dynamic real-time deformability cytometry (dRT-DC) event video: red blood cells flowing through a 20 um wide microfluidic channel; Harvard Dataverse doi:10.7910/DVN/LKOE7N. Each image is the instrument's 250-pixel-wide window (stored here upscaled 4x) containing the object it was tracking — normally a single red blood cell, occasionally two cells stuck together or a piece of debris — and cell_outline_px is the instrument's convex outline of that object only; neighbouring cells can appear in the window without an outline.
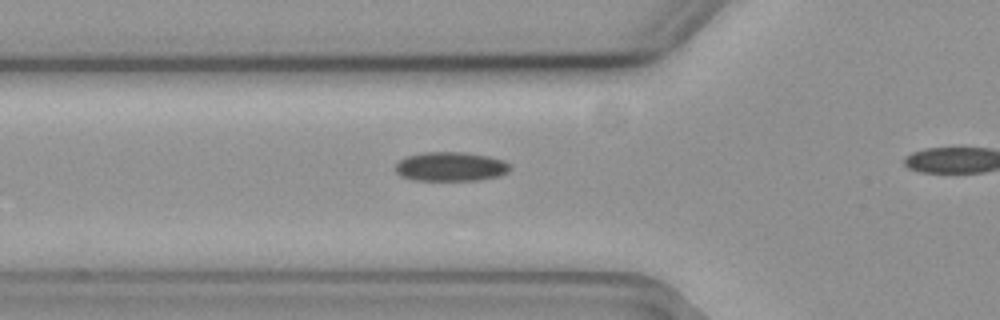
{"species": "common noctule bat (a hibernating species)", "species_latin": "Nyctalus noctula", "temperature_condition": "cold", "stored_images_in_passage": 20, "camera_frame_rate_fps": 3000, "um_per_image_px": 0.085, "animal": {"sex": "female", "body_mass_g": 19.3, "forearm_length_mm": 54.1}, "frame": {"image": 1, "passage_image": 2, "time_ms": 0.333, "image_size_px": [1000, 320], "cell_outline_px": [[512, 168], [508, 172], [500, 176], [480, 180], [412, 180], [400, 176], [396, 172], [396, 164], [400, 160], [408, 156], [424, 152], [464, 152], [488, 156], [504, 160], [512, 164]], "centroid_in_image_um": [38.36, 14.16], "position_along_channel_um": 87.4, "area_um2": 19.71}}
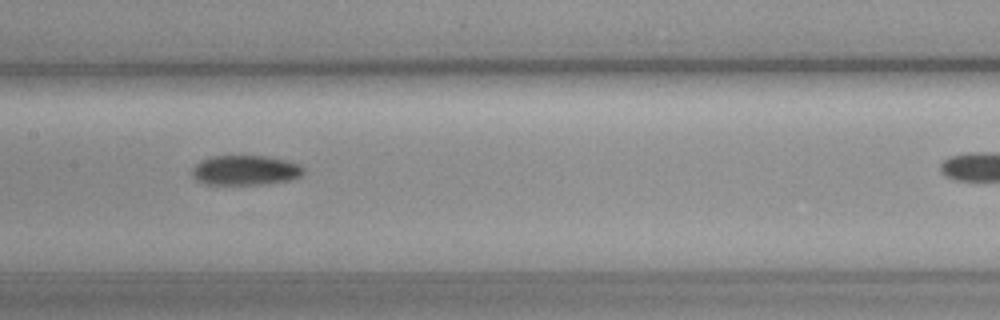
{"frame": {"image": 2, "passage_image": 10, "time_ms": 3.0, "image_size_px": [1000, 320], "cell_outline_px": [[304, 172], [300, 176], [292, 180], [268, 184], [204, 184], [196, 180], [192, 176], [192, 168], [200, 160], [212, 156], [264, 156], [284, 160], [300, 164], [304, 168]], "centroid_in_image_um": [20.85, 14.48], "position_along_channel_um": 186.6, "area_um2": 19.48}}
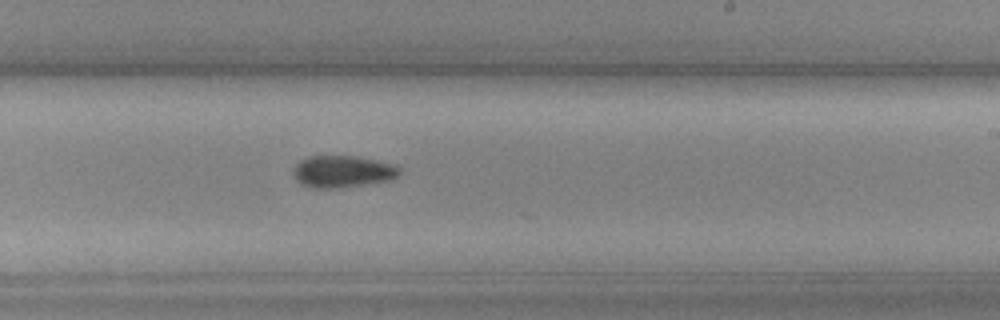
{"frame": {"image": 3, "passage_image": 16, "time_ms": 5.0, "image_size_px": [1000, 320], "cell_outline_px": [[400, 172], [396, 176], [388, 180], [340, 188], [312, 188], [300, 184], [292, 176], [292, 168], [300, 160], [308, 156], [356, 156], [376, 160], [392, 164], [400, 168]], "centroid_in_image_um": [29.03, 14.58], "position_along_channel_um": 260.0, "area_um2": 19.83}}